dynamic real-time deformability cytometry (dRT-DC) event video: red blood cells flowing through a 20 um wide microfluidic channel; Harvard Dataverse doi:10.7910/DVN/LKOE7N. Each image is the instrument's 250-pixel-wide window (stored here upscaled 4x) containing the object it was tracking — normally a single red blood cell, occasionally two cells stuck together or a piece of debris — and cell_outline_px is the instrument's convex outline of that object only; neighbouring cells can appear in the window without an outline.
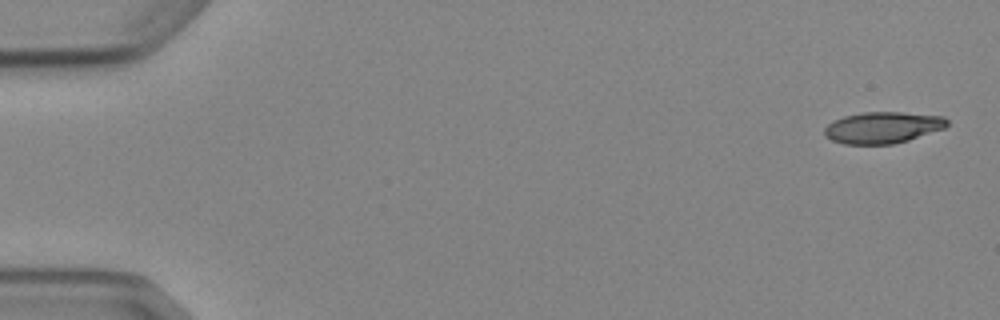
{"species": "Egyptian fruit bat (a non-hibernating species)", "species_latin": "Rousettus aegyptiacus", "temperature_condition": "cold", "stored_images_in_passage": 4, "camera_frame_rate_fps": 3000, "um_per_image_px": 0.085, "animal": {"sex": "female"}, "frame": {"image": 1, "passage_image": 1, "time_ms": 0.0, "image_size_px": [1000, 320], "cell_outline_px": [[948, 124], [944, 128], [908, 140], [892, 144], [844, 144], [832, 140], [824, 136], [824, 128], [832, 120], [844, 116], [860, 112], [900, 112], [944, 116], [948, 120]], "centroid_in_image_um": [75.0, 10.83], "position_along_channel_um": 10.0, "area_um2": 22.54}}